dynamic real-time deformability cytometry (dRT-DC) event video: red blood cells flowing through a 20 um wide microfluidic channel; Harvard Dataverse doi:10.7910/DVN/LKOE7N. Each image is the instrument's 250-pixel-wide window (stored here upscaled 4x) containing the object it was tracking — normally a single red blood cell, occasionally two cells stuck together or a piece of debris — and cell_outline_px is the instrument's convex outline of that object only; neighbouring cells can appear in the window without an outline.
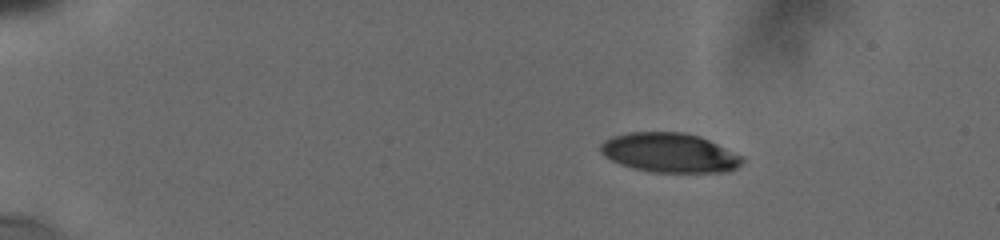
{"species": "human", "species_latin": "Homo sapiens", "temperature_condition": "cold", "stored_images_in_passage": 38, "camera_frame_rate_fps": 3000, "um_per_image_px": 0.085, "donor": {"sex": "male"}, "frame": {"image": 1, "passage_image": 1, "time_ms": 0.0, "image_size_px": [1000, 240], "cell_outline_px": [[744, 160], [736, 168], [728, 172], [652, 172], [620, 164], [604, 156], [600, 152], [600, 144], [604, 140], [612, 136], [628, 132], [684, 132], [700, 136], [740, 156]], "centroid_in_image_um": [56.87, 12.98], "position_along_channel_um": 28.1, "area_um2": 32.31}}
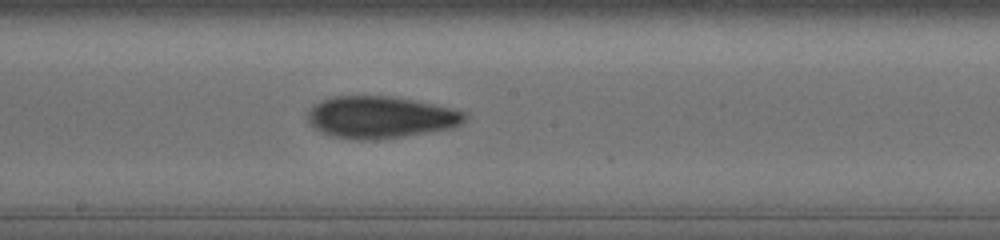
{"frame": {"image": 2, "passage_image": 18, "time_ms": 7.667, "image_size_px": [1000, 240], "cell_outline_px": [[464, 120], [460, 124], [452, 128], [404, 136], [376, 140], [360, 140], [332, 136], [316, 128], [308, 120], [308, 112], [316, 104], [332, 96], [388, 96], [412, 100], [432, 104], [464, 112]], "centroid_in_image_um": [32.32, 9.97], "position_along_channel_um": 215.9, "area_um2": 37.69}}
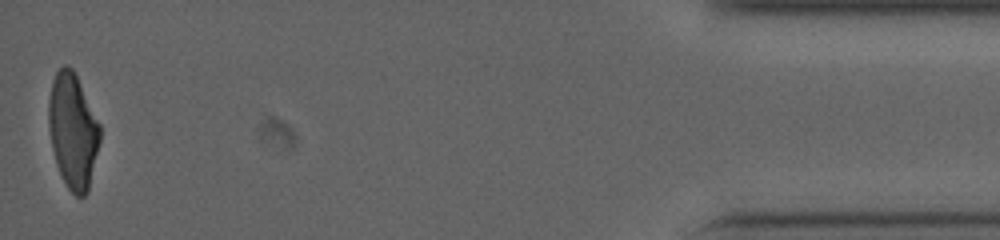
{"frame": {"image": 3, "passage_image": 38, "time_ms": 15.333, "image_size_px": [1000, 240], "cell_outline_px": [[100, 140], [88, 192], [84, 196], [76, 196], [68, 188], [56, 164], [52, 148], [48, 128], [48, 100], [52, 80], [56, 72], [64, 64], [68, 64], [72, 68], [100, 124]], "centroid_in_image_um": [6.18, 11.11], "position_along_channel_um": 429.0, "area_um2": 34.28}, "authors_computed_cell_mechanics": {"area_um2": 36.2117, "velocity_mm_per_s": 3.7863, "shape_relaxation_time_tau1_ms": 5.6124, "shape_relaxation_time_tau2_ms": 3.3216, "deformation_change_tau1": 0.1763, "deformation_change_tau2": 0.1066}}